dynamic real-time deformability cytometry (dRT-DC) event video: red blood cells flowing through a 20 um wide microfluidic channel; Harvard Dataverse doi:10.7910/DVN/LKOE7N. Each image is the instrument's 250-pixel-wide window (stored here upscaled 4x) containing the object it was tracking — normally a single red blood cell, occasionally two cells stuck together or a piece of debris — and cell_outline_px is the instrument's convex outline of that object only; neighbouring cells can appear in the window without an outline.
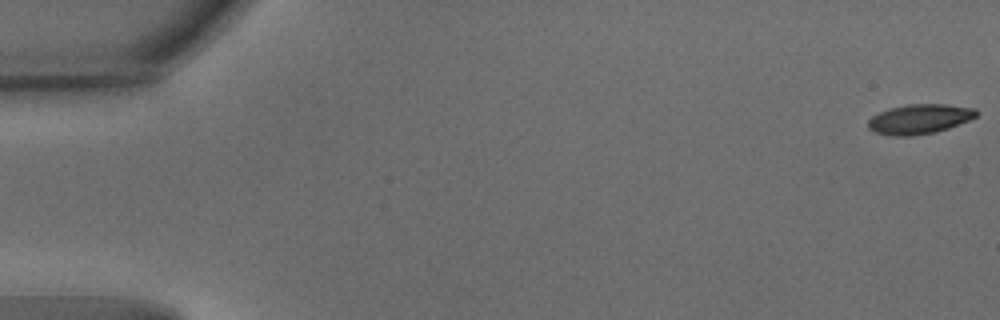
{"species": "common noctule bat (a hibernating species)", "species_latin": "Nyctalus noctula", "temperature_condition": "warm", "stored_images_in_passage": 55, "camera_frame_rate_fps": 3000, "um_per_image_px": 0.085, "animal": {"sex": "male", "body_mass_g": 15.6}, "frame": {"image": 1, "passage_image": 1, "time_ms": 0.0, "image_size_px": [1000, 320], "cell_outline_px": [[980, 112], [976, 116], [968, 120], [948, 128], [936, 132], [912, 136], [892, 136], [876, 132], [868, 128], [868, 120], [872, 116], [888, 108], [908, 104], [948, 104], [976, 108]], "centroid_in_image_um": [78.17, 10.11], "position_along_channel_um": 6.8, "area_um2": 18.84}}
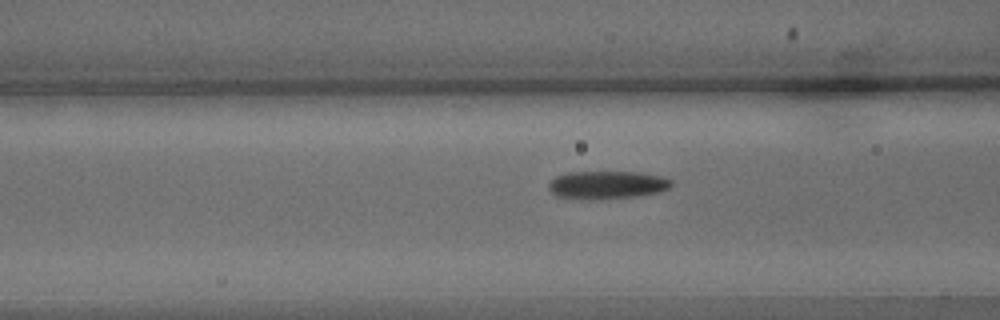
{"frame": {"image": 2, "passage_image": 22, "time_ms": 7.0, "image_size_px": [1000, 320], "cell_outline_px": [[672, 184], [668, 188], [660, 192], [636, 196], [556, 196], [548, 188], [548, 184], [556, 176], [568, 172], [640, 172], [660, 176], [672, 180]], "centroid_in_image_um": [51.65, 15.65], "position_along_channel_um": 114.9, "area_um2": 18.84}}
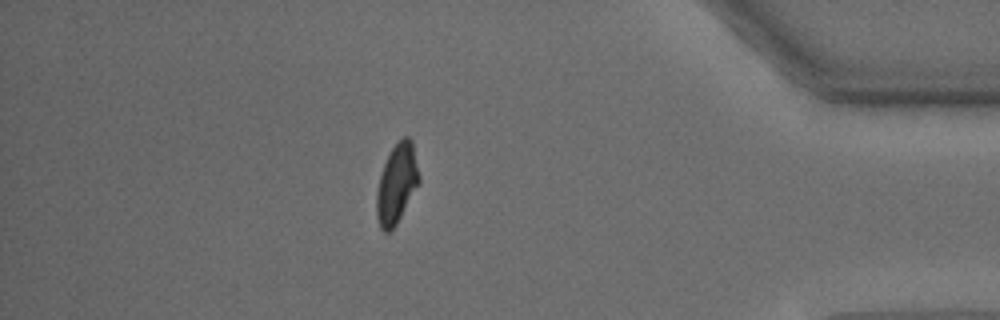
{"frame": {"image": 3, "passage_image": 48, "time_ms": 15.667, "image_size_px": [1000, 320], "cell_outline_px": [[420, 180], [396, 224], [388, 232], [384, 232], [380, 228], [376, 216], [376, 192], [380, 176], [384, 164], [392, 148], [404, 136], [408, 136], [412, 140], [420, 176]], "centroid_in_image_um": [33.71, 15.61], "position_along_channel_um": 401.5, "area_um2": 19.36}, "authors_computed_cell_mechanics": {"area_um2": 19.652, "velocity_mm_per_s": 3.7369, "shape_relaxation_time_tau1_ms": 3.6148, "shape_relaxation_time_tau2_ms": 1.3642, "deformation_change_tau1": 0.1653, "deformation_change_tau2": 0.0882}}